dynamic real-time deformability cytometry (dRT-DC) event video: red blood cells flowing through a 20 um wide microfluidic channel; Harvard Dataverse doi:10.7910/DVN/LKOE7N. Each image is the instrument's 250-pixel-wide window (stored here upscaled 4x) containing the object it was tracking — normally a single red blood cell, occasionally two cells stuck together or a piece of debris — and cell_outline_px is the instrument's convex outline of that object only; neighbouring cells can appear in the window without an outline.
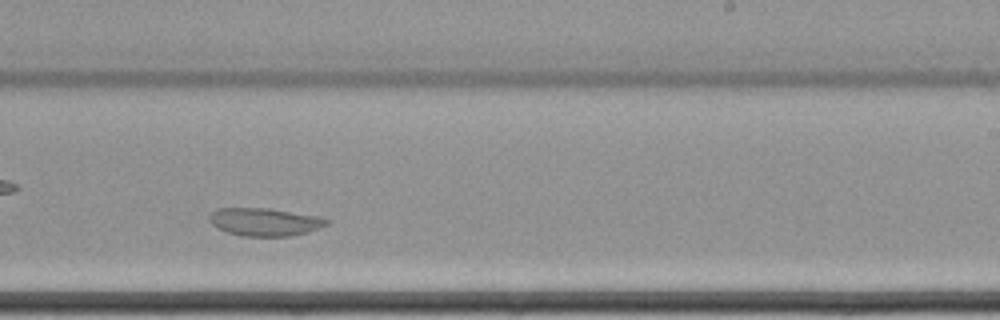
{"species": "common noctule bat (a hibernating species)", "species_latin": "Nyctalus noctula", "temperature_condition": "cold", "stored_images_in_passage": 43, "camera_frame_rate_fps": 3000, "um_per_image_px": 0.085, "animal": {"sex": "female", "body_mass_g": 22.7, "forearm_length_mm": 54.2}, "frame": {"image": 1, "passage_image": 25, "time_ms": 8.0, "image_size_px": [1000, 320], "cell_outline_px": [[332, 220], [328, 224], [308, 232], [292, 236], [240, 236], [216, 228], [208, 220], [208, 216], [216, 208], [268, 208], [316, 216]], "centroid_in_image_um": [22.47, 18.86], "position_along_channel_um": 266.5, "area_um2": 19.13}}